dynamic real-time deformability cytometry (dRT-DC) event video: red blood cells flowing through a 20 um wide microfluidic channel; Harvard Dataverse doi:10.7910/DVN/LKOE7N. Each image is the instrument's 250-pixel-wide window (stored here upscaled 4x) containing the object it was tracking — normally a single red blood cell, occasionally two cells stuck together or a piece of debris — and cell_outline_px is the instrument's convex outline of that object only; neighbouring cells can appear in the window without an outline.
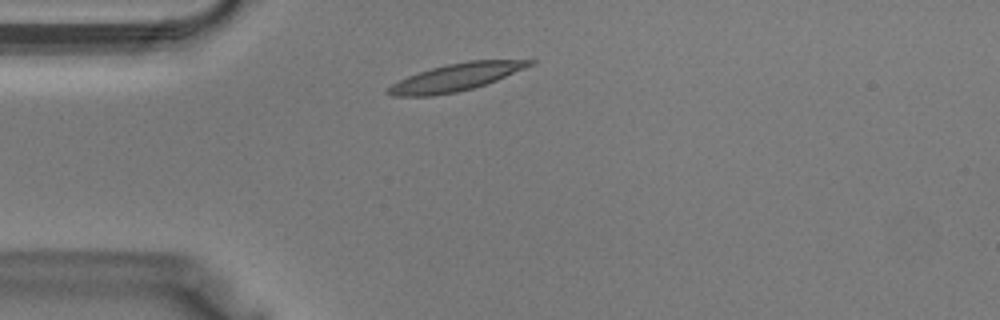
{"species": "Egyptian fruit bat (a non-hibernating species)", "species_latin": "Rousettus aegyptiacus", "temperature_condition": "warm", "stored_images_in_passage": 33, "camera_frame_rate_fps": 3000, "um_per_image_px": 0.085, "animal": {"sex": "male"}, "frame": {"image": 1, "passage_image": 4, "time_ms": 1.0, "image_size_px": [1000, 320], "cell_outline_px": [[536, 64], [496, 80], [472, 88], [456, 92], [432, 96], [392, 96], [384, 92], [392, 84], [408, 76], [432, 68], [448, 64], [468, 60], [536, 60]], "centroid_in_image_um": [38.76, 6.57], "position_along_channel_um": 46.2, "area_um2": 22.37}}
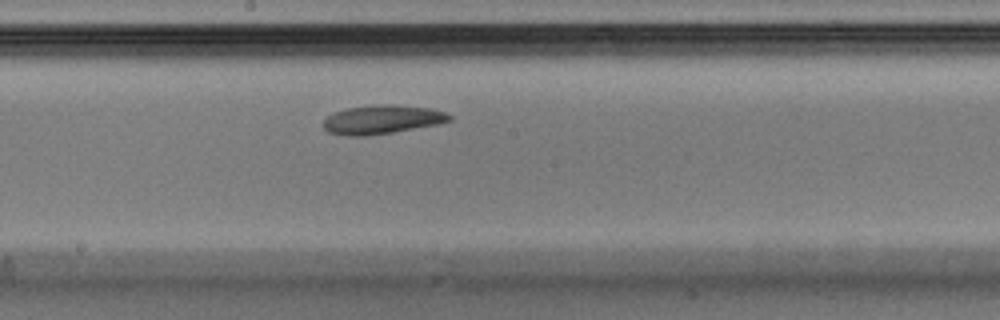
{"frame": {"image": 2, "passage_image": 15, "time_ms": 4.667, "image_size_px": [1000, 320], "cell_outline_px": [[452, 120], [440, 124], [392, 132], [364, 136], [348, 136], [328, 132], [324, 128], [324, 120], [328, 116], [336, 112], [348, 108], [372, 104], [392, 104], [432, 108], [444, 112], [452, 116]], "centroid_in_image_um": [32.51, 10.15], "position_along_channel_um": 215.7, "area_um2": 21.21}}
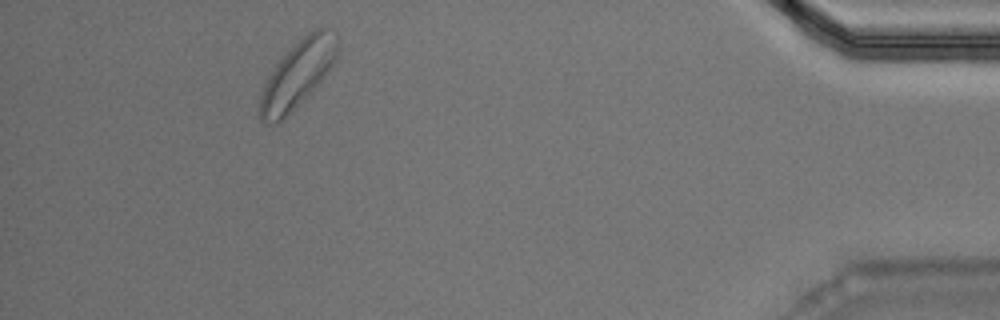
{"frame": {"image": 3, "passage_image": 30, "time_ms": 9.667, "image_size_px": [1000, 320], "cell_outline_px": [[340, 48], [336, 60], [316, 88], [284, 120], [276, 124], [268, 124], [260, 120], [260, 96], [264, 84], [268, 76], [276, 64], [308, 32], [316, 28], [324, 28], [336, 36], [340, 40]], "centroid_in_image_um": [25.32, 6.36], "position_along_channel_um": 409.9, "area_um2": 30.29}}